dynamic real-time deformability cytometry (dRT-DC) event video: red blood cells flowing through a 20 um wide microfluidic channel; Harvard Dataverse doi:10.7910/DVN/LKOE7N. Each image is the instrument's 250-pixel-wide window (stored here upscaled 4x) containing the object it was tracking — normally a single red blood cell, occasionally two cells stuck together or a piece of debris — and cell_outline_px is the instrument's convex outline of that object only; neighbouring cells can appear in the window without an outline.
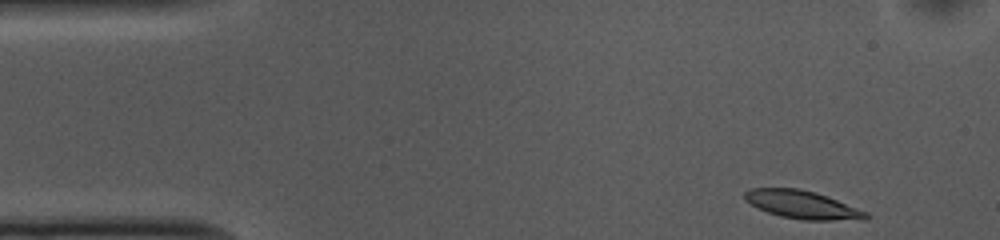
{"species": "common noctule bat (a hibernating species)", "species_latin": "Nyctalus noctula", "temperature_condition": "cold", "stored_images_in_passage": 49, "camera_frame_rate_fps": 3000, "um_per_image_px": 0.085, "animal": {"sex": "female", "body_mass_g": 10.0, "forearm_length_mm": 53.1}, "frame": {"image": 1, "passage_image": 1, "time_ms": 0.0, "image_size_px": [1000, 240], "cell_outline_px": [[872, 216], [864, 220], [804, 220], [780, 216], [756, 208], [744, 200], [744, 192], [752, 188], [800, 188], [816, 192], [828, 196], [868, 212]], "centroid_in_image_um": [68.22, 17.4], "position_along_channel_um": 16.8, "area_um2": 20.11}}
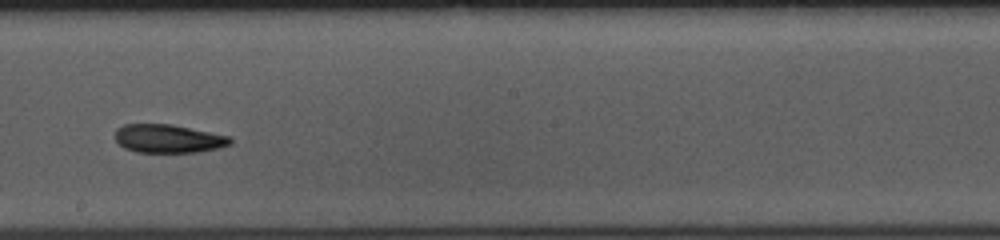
{"frame": {"image": 2, "passage_image": 25, "time_ms": 8.0, "image_size_px": [1000, 240], "cell_outline_px": [[232, 144], [220, 148], [200, 152], [136, 152], [124, 148], [116, 140], [116, 128], [124, 124], [172, 124], [232, 136]], "centroid_in_image_um": [14.36, 11.78], "position_along_channel_um": 233.8, "area_um2": 19.31}}
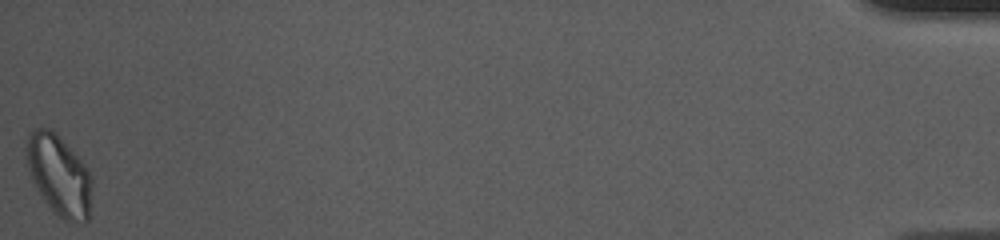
{"frame": {"image": 3, "passage_image": 49, "time_ms": 16.0, "image_size_px": [1000, 240], "cell_outline_px": [[92, 184], [88, 220], [72, 224], [64, 220], [52, 212], [36, 188], [32, 180], [24, 152], [24, 148], [28, 132], [36, 128], [48, 128], [56, 132], [88, 168], [92, 176]], "centroid_in_image_um": [5.0, 14.89], "position_along_channel_um": 430.2, "area_um2": 31.27}, "authors_computed_cell_mechanics": {"area_um2": 20.1144, "velocity_mm_per_s": 3.7213, "shape_relaxation_time_tau1_ms": 6.4935, "shape_relaxation_time_tau2_ms": null, "deformation_change_tau1": 0.1615, "deformation_change_tau2": null}}